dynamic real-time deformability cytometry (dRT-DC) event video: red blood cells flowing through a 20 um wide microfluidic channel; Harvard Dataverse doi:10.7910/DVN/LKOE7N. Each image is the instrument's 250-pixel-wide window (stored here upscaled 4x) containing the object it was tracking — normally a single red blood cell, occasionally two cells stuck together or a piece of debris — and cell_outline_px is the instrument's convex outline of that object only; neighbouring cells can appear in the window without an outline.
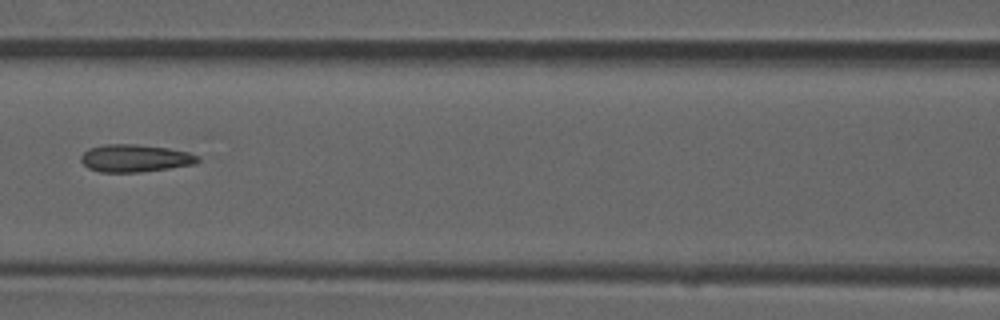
{"species": "common noctule bat (a hibernating species)", "species_latin": "Nyctalus noctula", "temperature_condition": "room temperature", "stored_images_in_passage": 7, "camera_frame_rate_fps": 3000, "um_per_image_px": 0.085, "animal": {"sex": "male", "forearm_length_mm": 52.5}, "frame": {"image": 1, "passage_image": 7, "time_ms": 2.0, "image_size_px": [1000, 320], "cell_outline_px": [[200, 160], [196, 164], [140, 172], [100, 172], [88, 168], [80, 160], [80, 156], [88, 148], [104, 144], [136, 144], [168, 148], [188, 152], [200, 156]], "centroid_in_image_um": [11.47, 13.44], "position_along_channel_um": 155.1, "area_um2": 18.84}}